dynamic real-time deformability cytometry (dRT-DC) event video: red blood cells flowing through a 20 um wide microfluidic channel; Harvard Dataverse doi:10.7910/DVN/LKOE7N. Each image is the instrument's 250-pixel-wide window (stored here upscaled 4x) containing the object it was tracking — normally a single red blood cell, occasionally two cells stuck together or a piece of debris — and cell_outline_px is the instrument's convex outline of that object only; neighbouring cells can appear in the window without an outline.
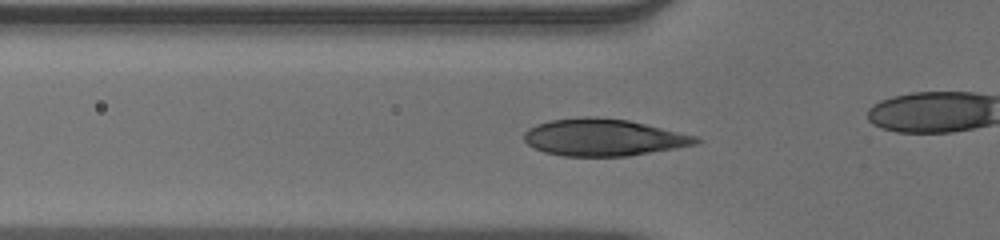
{"species": "human", "species_latin": "Homo sapiens", "temperature_condition": "warm", "stored_images_in_passage": 27, "camera_frame_rate_fps": 3000, "um_per_image_px": 0.085, "donor": {"sex": "male"}, "frame": {"image": 1, "passage_image": 3, "time_ms": 0.667, "image_size_px": [1000, 240], "cell_outline_px": [[704, 140], [696, 144], [676, 148], [628, 156], [564, 156], [544, 152], [528, 144], [524, 140], [524, 132], [528, 128], [536, 124], [552, 120], [584, 116], [592, 116], [628, 120], [696, 136]], "centroid_in_image_um": [51.29, 11.68], "position_along_channel_um": 74.5, "area_um2": 36.93}}
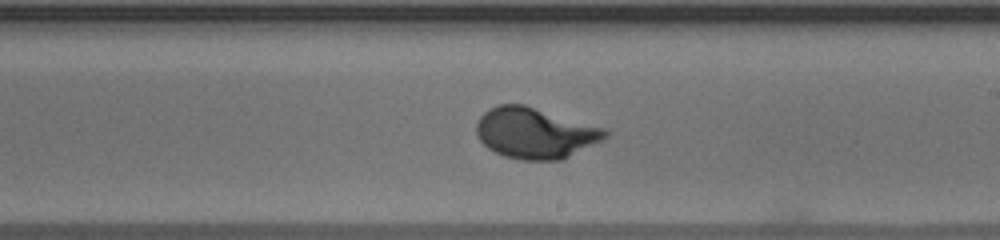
{"frame": {"image": 2, "passage_image": 16, "time_ms": 5.0, "image_size_px": [1000, 240], "cell_outline_px": [[608, 136], [604, 140], [560, 160], [520, 160], [504, 156], [488, 148], [480, 140], [476, 132], [476, 124], [480, 116], [488, 108], [500, 104], [524, 104], [608, 128]], "centroid_in_image_um": [45.51, 11.3], "position_along_channel_um": 243.5, "area_um2": 38.44}}
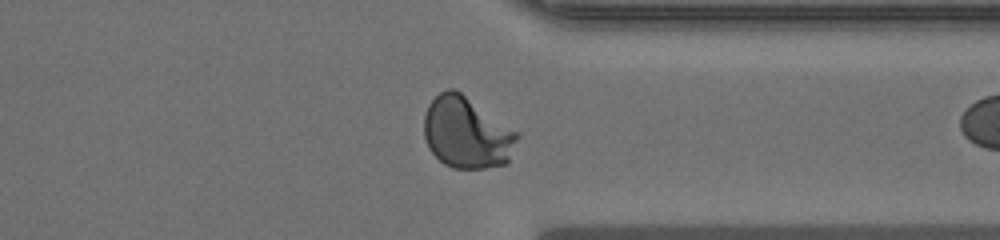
{"frame": {"image": 3, "passage_image": 26, "time_ms": 8.333, "image_size_px": [1000, 240], "cell_outline_px": [[520, 136], [508, 164], [484, 168], [452, 168], [444, 164], [428, 148], [424, 136], [424, 116], [428, 104], [440, 92], [448, 88], [456, 88], [520, 132]], "centroid_in_image_um": [39.71, 11.27], "position_along_channel_um": 371.7, "area_um2": 39.54}}